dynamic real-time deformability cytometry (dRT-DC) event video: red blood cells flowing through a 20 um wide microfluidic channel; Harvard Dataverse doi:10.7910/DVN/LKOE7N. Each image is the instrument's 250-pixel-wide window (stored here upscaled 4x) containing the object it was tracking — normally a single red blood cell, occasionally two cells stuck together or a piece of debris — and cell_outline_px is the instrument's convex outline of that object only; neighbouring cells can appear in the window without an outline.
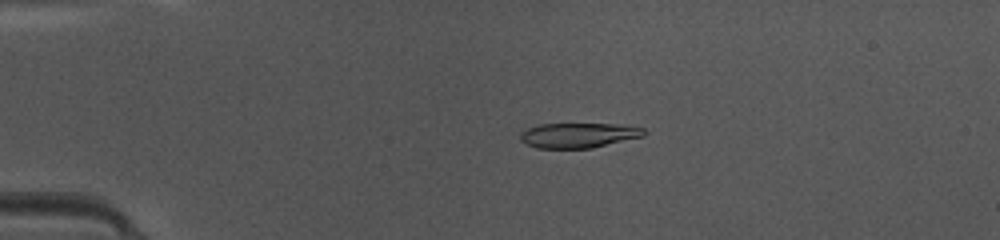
{"species": "common noctule bat (a hibernating species)", "species_latin": "Nyctalus noctula", "temperature_condition": "warm", "stored_images_in_passage": 43, "camera_frame_rate_fps": 3000, "um_per_image_px": 0.085, "animal": {"sex": "female", "body_mass_g": 10.0, "forearm_length_mm": 53.1}, "frame": {"image": 1, "passage_image": 6, "time_ms": 1.667, "image_size_px": [1000, 240], "cell_outline_px": [[648, 132], [644, 136], [592, 148], [536, 148], [520, 140], [520, 132], [528, 128], [540, 124], [624, 124], [644, 128]], "centroid_in_image_um": [49.22, 11.49], "position_along_channel_um": 35.8, "area_um2": 18.09}}
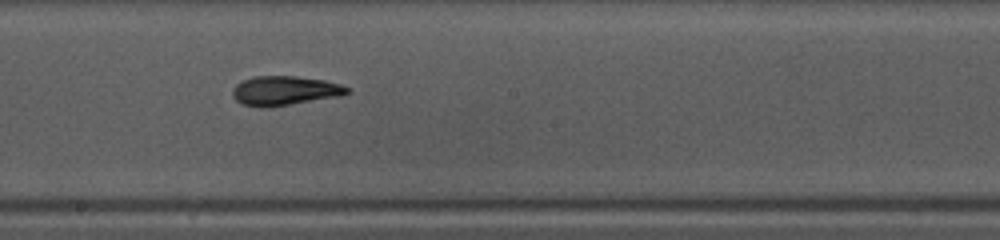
{"frame": {"image": 2, "passage_image": 22, "time_ms": 7.0, "image_size_px": [1000, 240], "cell_outline_px": [[352, 92], [340, 96], [272, 108], [260, 108], [244, 104], [236, 100], [232, 96], [232, 88], [240, 80], [252, 76], [296, 76], [324, 80], [340, 84], [348, 88]], "centroid_in_image_um": [24.17, 7.72], "position_along_channel_um": 224.0, "area_um2": 20.0}}
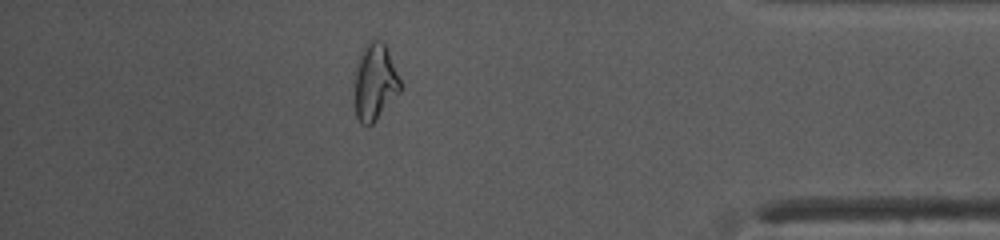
{"frame": {"image": 3, "passage_image": 37, "time_ms": 12.0, "image_size_px": [1000, 240], "cell_outline_px": [[400, 92], [376, 120], [372, 124], [360, 124], [356, 116], [356, 60], [364, 44], [372, 36], [380, 40], [384, 44], [388, 52], [400, 80]], "centroid_in_image_um": [31.85, 6.92], "position_along_channel_um": 403.3, "area_um2": 20.29}, "authors_computed_cell_mechanics": {"area_um2": 19.0162, "velocity_mm_per_s": 4.2305, "shape_relaxation_time_tau1_ms": 4.8049, "shape_relaxation_time_tau2_ms": 2.9631, "deformation_change_tau1": 0.1751, "deformation_change_tau2": 0.0987}}